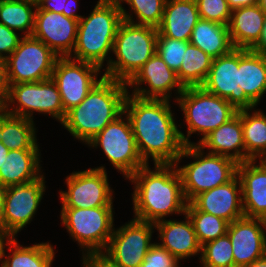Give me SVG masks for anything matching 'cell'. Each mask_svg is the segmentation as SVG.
Listing matches in <instances>:
<instances>
[{
    "label": "cell",
    "mask_w": 266,
    "mask_h": 267,
    "mask_svg": "<svg viewBox=\"0 0 266 267\" xmlns=\"http://www.w3.org/2000/svg\"><path fill=\"white\" fill-rule=\"evenodd\" d=\"M170 100L128 94L124 113L130 120L138 152L146 164H175L185 144L175 123Z\"/></svg>",
    "instance_id": "6da1fadb"
},
{
    "label": "cell",
    "mask_w": 266,
    "mask_h": 267,
    "mask_svg": "<svg viewBox=\"0 0 266 267\" xmlns=\"http://www.w3.org/2000/svg\"><path fill=\"white\" fill-rule=\"evenodd\" d=\"M149 164L138 169L128 181L134 184L133 217L156 223L172 214H185L187 200L175 164Z\"/></svg>",
    "instance_id": "7a4b0ae2"
},
{
    "label": "cell",
    "mask_w": 266,
    "mask_h": 267,
    "mask_svg": "<svg viewBox=\"0 0 266 267\" xmlns=\"http://www.w3.org/2000/svg\"><path fill=\"white\" fill-rule=\"evenodd\" d=\"M127 94L125 82L103 76L79 105L66 112L61 125L73 138L87 144L124 112Z\"/></svg>",
    "instance_id": "3957f363"
},
{
    "label": "cell",
    "mask_w": 266,
    "mask_h": 267,
    "mask_svg": "<svg viewBox=\"0 0 266 267\" xmlns=\"http://www.w3.org/2000/svg\"><path fill=\"white\" fill-rule=\"evenodd\" d=\"M123 21L121 6L97 3L87 17L79 20L77 38L70 58L103 69L110 62L114 40Z\"/></svg>",
    "instance_id": "277c9868"
},
{
    "label": "cell",
    "mask_w": 266,
    "mask_h": 267,
    "mask_svg": "<svg viewBox=\"0 0 266 267\" xmlns=\"http://www.w3.org/2000/svg\"><path fill=\"white\" fill-rule=\"evenodd\" d=\"M158 29L123 20L114 40L113 52L104 77L127 83L156 53Z\"/></svg>",
    "instance_id": "5b68a950"
},
{
    "label": "cell",
    "mask_w": 266,
    "mask_h": 267,
    "mask_svg": "<svg viewBox=\"0 0 266 267\" xmlns=\"http://www.w3.org/2000/svg\"><path fill=\"white\" fill-rule=\"evenodd\" d=\"M185 157L194 158L193 162L180 167V160ZM175 165L189 203L200 193L231 181L237 175L238 163L227 156L206 153L198 145H187Z\"/></svg>",
    "instance_id": "8992f818"
},
{
    "label": "cell",
    "mask_w": 266,
    "mask_h": 267,
    "mask_svg": "<svg viewBox=\"0 0 266 267\" xmlns=\"http://www.w3.org/2000/svg\"><path fill=\"white\" fill-rule=\"evenodd\" d=\"M183 112L187 134L180 131L185 146L198 145L208 134L237 114V110L226 100L211 94L201 86L186 87L175 101ZM200 134L197 143L191 142L192 134Z\"/></svg>",
    "instance_id": "52a82bcc"
},
{
    "label": "cell",
    "mask_w": 266,
    "mask_h": 267,
    "mask_svg": "<svg viewBox=\"0 0 266 267\" xmlns=\"http://www.w3.org/2000/svg\"><path fill=\"white\" fill-rule=\"evenodd\" d=\"M113 206L61 208L60 219L82 256L103 253L114 231Z\"/></svg>",
    "instance_id": "ba28073f"
},
{
    "label": "cell",
    "mask_w": 266,
    "mask_h": 267,
    "mask_svg": "<svg viewBox=\"0 0 266 267\" xmlns=\"http://www.w3.org/2000/svg\"><path fill=\"white\" fill-rule=\"evenodd\" d=\"M1 108L7 114L32 121L35 112L49 115L60 124L66 115L61 95L52 78L39 82L10 84L8 98Z\"/></svg>",
    "instance_id": "9c48e42d"
},
{
    "label": "cell",
    "mask_w": 266,
    "mask_h": 267,
    "mask_svg": "<svg viewBox=\"0 0 266 267\" xmlns=\"http://www.w3.org/2000/svg\"><path fill=\"white\" fill-rule=\"evenodd\" d=\"M86 145L96 149L101 147L107 160L125 180L146 165L138 152L130 120L124 112Z\"/></svg>",
    "instance_id": "30bf717a"
},
{
    "label": "cell",
    "mask_w": 266,
    "mask_h": 267,
    "mask_svg": "<svg viewBox=\"0 0 266 267\" xmlns=\"http://www.w3.org/2000/svg\"><path fill=\"white\" fill-rule=\"evenodd\" d=\"M58 58L41 40L22 36L17 48L6 59L9 83L39 82L51 78Z\"/></svg>",
    "instance_id": "8fae6325"
},
{
    "label": "cell",
    "mask_w": 266,
    "mask_h": 267,
    "mask_svg": "<svg viewBox=\"0 0 266 267\" xmlns=\"http://www.w3.org/2000/svg\"><path fill=\"white\" fill-rule=\"evenodd\" d=\"M106 168L102 165L74 171L65 179L67 190L59 191L62 208L113 206V192Z\"/></svg>",
    "instance_id": "7c38bea8"
},
{
    "label": "cell",
    "mask_w": 266,
    "mask_h": 267,
    "mask_svg": "<svg viewBox=\"0 0 266 267\" xmlns=\"http://www.w3.org/2000/svg\"><path fill=\"white\" fill-rule=\"evenodd\" d=\"M155 224L133 218L119 228H114L103 254L120 267H140L151 242Z\"/></svg>",
    "instance_id": "4fadbf2b"
},
{
    "label": "cell",
    "mask_w": 266,
    "mask_h": 267,
    "mask_svg": "<svg viewBox=\"0 0 266 267\" xmlns=\"http://www.w3.org/2000/svg\"><path fill=\"white\" fill-rule=\"evenodd\" d=\"M44 173L36 180L5 189L1 229L10 237L16 235L33 218L39 208L46 190Z\"/></svg>",
    "instance_id": "5bb4252c"
},
{
    "label": "cell",
    "mask_w": 266,
    "mask_h": 267,
    "mask_svg": "<svg viewBox=\"0 0 266 267\" xmlns=\"http://www.w3.org/2000/svg\"><path fill=\"white\" fill-rule=\"evenodd\" d=\"M101 69L91 63L74 60L70 57H59L55 63L52 80L57 85L62 99V106L67 112L79 105L98 79Z\"/></svg>",
    "instance_id": "9a60e30c"
},
{
    "label": "cell",
    "mask_w": 266,
    "mask_h": 267,
    "mask_svg": "<svg viewBox=\"0 0 266 267\" xmlns=\"http://www.w3.org/2000/svg\"><path fill=\"white\" fill-rule=\"evenodd\" d=\"M201 87L226 99L237 111L256 107L239 86V48L212 60L210 71Z\"/></svg>",
    "instance_id": "2e32d148"
},
{
    "label": "cell",
    "mask_w": 266,
    "mask_h": 267,
    "mask_svg": "<svg viewBox=\"0 0 266 267\" xmlns=\"http://www.w3.org/2000/svg\"><path fill=\"white\" fill-rule=\"evenodd\" d=\"M142 84L147 87L141 86ZM127 88H134L132 94L145 99L172 98L174 90V100L183 92L184 87L179 82L177 74L171 70L163 59L156 52L126 83Z\"/></svg>",
    "instance_id": "e0dca14e"
},
{
    "label": "cell",
    "mask_w": 266,
    "mask_h": 267,
    "mask_svg": "<svg viewBox=\"0 0 266 267\" xmlns=\"http://www.w3.org/2000/svg\"><path fill=\"white\" fill-rule=\"evenodd\" d=\"M78 23L62 13L41 10L37 6L31 36L41 40L58 57H70L76 44Z\"/></svg>",
    "instance_id": "ac0fdd59"
},
{
    "label": "cell",
    "mask_w": 266,
    "mask_h": 267,
    "mask_svg": "<svg viewBox=\"0 0 266 267\" xmlns=\"http://www.w3.org/2000/svg\"><path fill=\"white\" fill-rule=\"evenodd\" d=\"M266 220L242 217L229 223L234 267H244L266 255Z\"/></svg>",
    "instance_id": "d6986e66"
},
{
    "label": "cell",
    "mask_w": 266,
    "mask_h": 267,
    "mask_svg": "<svg viewBox=\"0 0 266 267\" xmlns=\"http://www.w3.org/2000/svg\"><path fill=\"white\" fill-rule=\"evenodd\" d=\"M190 203L197 210L223 218L229 223L244 217L241 183L237 175L226 184L200 193Z\"/></svg>",
    "instance_id": "ffe728a7"
},
{
    "label": "cell",
    "mask_w": 266,
    "mask_h": 267,
    "mask_svg": "<svg viewBox=\"0 0 266 267\" xmlns=\"http://www.w3.org/2000/svg\"><path fill=\"white\" fill-rule=\"evenodd\" d=\"M257 160L238 163L242 208L245 217L266 220V167Z\"/></svg>",
    "instance_id": "44dd1931"
},
{
    "label": "cell",
    "mask_w": 266,
    "mask_h": 267,
    "mask_svg": "<svg viewBox=\"0 0 266 267\" xmlns=\"http://www.w3.org/2000/svg\"><path fill=\"white\" fill-rule=\"evenodd\" d=\"M184 215L185 221L164 219L155 223L157 238L161 241L158 244L179 261L196 255L201 256V245L192 222L186 213Z\"/></svg>",
    "instance_id": "7402d4cb"
},
{
    "label": "cell",
    "mask_w": 266,
    "mask_h": 267,
    "mask_svg": "<svg viewBox=\"0 0 266 267\" xmlns=\"http://www.w3.org/2000/svg\"><path fill=\"white\" fill-rule=\"evenodd\" d=\"M208 153L223 155L234 159L237 163L245 162V145L243 141L242 110L208 134L199 144Z\"/></svg>",
    "instance_id": "603a6c76"
},
{
    "label": "cell",
    "mask_w": 266,
    "mask_h": 267,
    "mask_svg": "<svg viewBox=\"0 0 266 267\" xmlns=\"http://www.w3.org/2000/svg\"><path fill=\"white\" fill-rule=\"evenodd\" d=\"M200 20L195 0H166L158 35L189 41L193 28Z\"/></svg>",
    "instance_id": "cb8c5ba5"
},
{
    "label": "cell",
    "mask_w": 266,
    "mask_h": 267,
    "mask_svg": "<svg viewBox=\"0 0 266 267\" xmlns=\"http://www.w3.org/2000/svg\"><path fill=\"white\" fill-rule=\"evenodd\" d=\"M265 20L258 4L232 10L228 28L234 48L252 49L261 38Z\"/></svg>",
    "instance_id": "d4e9b609"
},
{
    "label": "cell",
    "mask_w": 266,
    "mask_h": 267,
    "mask_svg": "<svg viewBox=\"0 0 266 267\" xmlns=\"http://www.w3.org/2000/svg\"><path fill=\"white\" fill-rule=\"evenodd\" d=\"M40 149L9 150L0 167V184L4 187L25 184L42 175Z\"/></svg>",
    "instance_id": "484cf974"
},
{
    "label": "cell",
    "mask_w": 266,
    "mask_h": 267,
    "mask_svg": "<svg viewBox=\"0 0 266 267\" xmlns=\"http://www.w3.org/2000/svg\"><path fill=\"white\" fill-rule=\"evenodd\" d=\"M239 86L255 105L266 93V54L239 48Z\"/></svg>",
    "instance_id": "4316f807"
},
{
    "label": "cell",
    "mask_w": 266,
    "mask_h": 267,
    "mask_svg": "<svg viewBox=\"0 0 266 267\" xmlns=\"http://www.w3.org/2000/svg\"><path fill=\"white\" fill-rule=\"evenodd\" d=\"M5 248L11 253L6 254ZM54 250L49 242L23 246L16 237H11L4 246L1 267H51L56 256Z\"/></svg>",
    "instance_id": "83f0119b"
},
{
    "label": "cell",
    "mask_w": 266,
    "mask_h": 267,
    "mask_svg": "<svg viewBox=\"0 0 266 267\" xmlns=\"http://www.w3.org/2000/svg\"><path fill=\"white\" fill-rule=\"evenodd\" d=\"M189 43L213 59L226 55L234 49L228 26L203 19H200L193 28Z\"/></svg>",
    "instance_id": "f1b7e54d"
},
{
    "label": "cell",
    "mask_w": 266,
    "mask_h": 267,
    "mask_svg": "<svg viewBox=\"0 0 266 267\" xmlns=\"http://www.w3.org/2000/svg\"><path fill=\"white\" fill-rule=\"evenodd\" d=\"M35 122L7 114L0 108V141L9 150L40 149Z\"/></svg>",
    "instance_id": "f546056e"
},
{
    "label": "cell",
    "mask_w": 266,
    "mask_h": 267,
    "mask_svg": "<svg viewBox=\"0 0 266 267\" xmlns=\"http://www.w3.org/2000/svg\"><path fill=\"white\" fill-rule=\"evenodd\" d=\"M260 109L242 110L245 162L257 160L266 150V113Z\"/></svg>",
    "instance_id": "4dcf8cb0"
},
{
    "label": "cell",
    "mask_w": 266,
    "mask_h": 267,
    "mask_svg": "<svg viewBox=\"0 0 266 267\" xmlns=\"http://www.w3.org/2000/svg\"><path fill=\"white\" fill-rule=\"evenodd\" d=\"M37 3L30 0H0V23L11 30L31 36Z\"/></svg>",
    "instance_id": "1f68e13d"
},
{
    "label": "cell",
    "mask_w": 266,
    "mask_h": 267,
    "mask_svg": "<svg viewBox=\"0 0 266 267\" xmlns=\"http://www.w3.org/2000/svg\"><path fill=\"white\" fill-rule=\"evenodd\" d=\"M213 58L192 45L187 46L179 71L176 73L184 88L201 86L211 68Z\"/></svg>",
    "instance_id": "d6a6232c"
},
{
    "label": "cell",
    "mask_w": 266,
    "mask_h": 267,
    "mask_svg": "<svg viewBox=\"0 0 266 267\" xmlns=\"http://www.w3.org/2000/svg\"><path fill=\"white\" fill-rule=\"evenodd\" d=\"M185 213L192 222L201 246L227 234L229 222L223 218L199 211L190 202L187 204Z\"/></svg>",
    "instance_id": "836d02e7"
},
{
    "label": "cell",
    "mask_w": 266,
    "mask_h": 267,
    "mask_svg": "<svg viewBox=\"0 0 266 267\" xmlns=\"http://www.w3.org/2000/svg\"><path fill=\"white\" fill-rule=\"evenodd\" d=\"M124 3L129 5V11L132 14L121 6L123 20L155 28L160 26L166 0H126ZM133 13L136 16V20L133 18Z\"/></svg>",
    "instance_id": "e575fe53"
},
{
    "label": "cell",
    "mask_w": 266,
    "mask_h": 267,
    "mask_svg": "<svg viewBox=\"0 0 266 267\" xmlns=\"http://www.w3.org/2000/svg\"><path fill=\"white\" fill-rule=\"evenodd\" d=\"M202 267H234L232 244L226 234L201 246Z\"/></svg>",
    "instance_id": "d590c367"
},
{
    "label": "cell",
    "mask_w": 266,
    "mask_h": 267,
    "mask_svg": "<svg viewBox=\"0 0 266 267\" xmlns=\"http://www.w3.org/2000/svg\"><path fill=\"white\" fill-rule=\"evenodd\" d=\"M189 44V41H181L165 37L164 35H158L156 52L168 67L177 73Z\"/></svg>",
    "instance_id": "8d00e7d4"
},
{
    "label": "cell",
    "mask_w": 266,
    "mask_h": 267,
    "mask_svg": "<svg viewBox=\"0 0 266 267\" xmlns=\"http://www.w3.org/2000/svg\"><path fill=\"white\" fill-rule=\"evenodd\" d=\"M200 19L214 21L228 26L232 10L227 0H195Z\"/></svg>",
    "instance_id": "74e56055"
},
{
    "label": "cell",
    "mask_w": 266,
    "mask_h": 267,
    "mask_svg": "<svg viewBox=\"0 0 266 267\" xmlns=\"http://www.w3.org/2000/svg\"><path fill=\"white\" fill-rule=\"evenodd\" d=\"M179 263L176 257L155 242L140 267H180Z\"/></svg>",
    "instance_id": "f35d334b"
},
{
    "label": "cell",
    "mask_w": 266,
    "mask_h": 267,
    "mask_svg": "<svg viewBox=\"0 0 266 267\" xmlns=\"http://www.w3.org/2000/svg\"><path fill=\"white\" fill-rule=\"evenodd\" d=\"M78 0H39L37 6L41 10L62 13L67 17L80 20L83 16L77 14Z\"/></svg>",
    "instance_id": "ab89813d"
},
{
    "label": "cell",
    "mask_w": 266,
    "mask_h": 267,
    "mask_svg": "<svg viewBox=\"0 0 266 267\" xmlns=\"http://www.w3.org/2000/svg\"><path fill=\"white\" fill-rule=\"evenodd\" d=\"M19 34L0 23V57L7 59L17 48L23 36Z\"/></svg>",
    "instance_id": "60d3db41"
},
{
    "label": "cell",
    "mask_w": 266,
    "mask_h": 267,
    "mask_svg": "<svg viewBox=\"0 0 266 267\" xmlns=\"http://www.w3.org/2000/svg\"><path fill=\"white\" fill-rule=\"evenodd\" d=\"M82 267H120L108 259L103 253L88 254L81 257Z\"/></svg>",
    "instance_id": "b9f144b4"
},
{
    "label": "cell",
    "mask_w": 266,
    "mask_h": 267,
    "mask_svg": "<svg viewBox=\"0 0 266 267\" xmlns=\"http://www.w3.org/2000/svg\"><path fill=\"white\" fill-rule=\"evenodd\" d=\"M10 90L8 80L7 61L0 57V108L5 104Z\"/></svg>",
    "instance_id": "7bdbcfd3"
},
{
    "label": "cell",
    "mask_w": 266,
    "mask_h": 267,
    "mask_svg": "<svg viewBox=\"0 0 266 267\" xmlns=\"http://www.w3.org/2000/svg\"><path fill=\"white\" fill-rule=\"evenodd\" d=\"M227 2L231 10L258 4V0H227Z\"/></svg>",
    "instance_id": "ee69618b"
},
{
    "label": "cell",
    "mask_w": 266,
    "mask_h": 267,
    "mask_svg": "<svg viewBox=\"0 0 266 267\" xmlns=\"http://www.w3.org/2000/svg\"><path fill=\"white\" fill-rule=\"evenodd\" d=\"M258 53L266 54V20L259 42L251 49Z\"/></svg>",
    "instance_id": "f6af8a7d"
},
{
    "label": "cell",
    "mask_w": 266,
    "mask_h": 267,
    "mask_svg": "<svg viewBox=\"0 0 266 267\" xmlns=\"http://www.w3.org/2000/svg\"><path fill=\"white\" fill-rule=\"evenodd\" d=\"M10 238L11 237L0 228V265L4 246Z\"/></svg>",
    "instance_id": "bcb514c9"
},
{
    "label": "cell",
    "mask_w": 266,
    "mask_h": 267,
    "mask_svg": "<svg viewBox=\"0 0 266 267\" xmlns=\"http://www.w3.org/2000/svg\"><path fill=\"white\" fill-rule=\"evenodd\" d=\"M244 267H266V255L257 259Z\"/></svg>",
    "instance_id": "7dc6e473"
},
{
    "label": "cell",
    "mask_w": 266,
    "mask_h": 267,
    "mask_svg": "<svg viewBox=\"0 0 266 267\" xmlns=\"http://www.w3.org/2000/svg\"><path fill=\"white\" fill-rule=\"evenodd\" d=\"M9 149L0 141V167L4 162L5 157L7 156Z\"/></svg>",
    "instance_id": "c3c4849f"
},
{
    "label": "cell",
    "mask_w": 266,
    "mask_h": 267,
    "mask_svg": "<svg viewBox=\"0 0 266 267\" xmlns=\"http://www.w3.org/2000/svg\"><path fill=\"white\" fill-rule=\"evenodd\" d=\"M6 187L0 184V228H1V219H2V210H3V200Z\"/></svg>",
    "instance_id": "681fc988"
},
{
    "label": "cell",
    "mask_w": 266,
    "mask_h": 267,
    "mask_svg": "<svg viewBox=\"0 0 266 267\" xmlns=\"http://www.w3.org/2000/svg\"><path fill=\"white\" fill-rule=\"evenodd\" d=\"M126 0H98L97 3H104V4H114L118 6H123V3Z\"/></svg>",
    "instance_id": "f907efd6"
},
{
    "label": "cell",
    "mask_w": 266,
    "mask_h": 267,
    "mask_svg": "<svg viewBox=\"0 0 266 267\" xmlns=\"http://www.w3.org/2000/svg\"><path fill=\"white\" fill-rule=\"evenodd\" d=\"M257 160H260L259 163L261 165L266 166V150L261 154V156Z\"/></svg>",
    "instance_id": "816d5d0a"
},
{
    "label": "cell",
    "mask_w": 266,
    "mask_h": 267,
    "mask_svg": "<svg viewBox=\"0 0 266 267\" xmlns=\"http://www.w3.org/2000/svg\"><path fill=\"white\" fill-rule=\"evenodd\" d=\"M258 5L264 11V13L266 14V0H258Z\"/></svg>",
    "instance_id": "f5cc1de1"
},
{
    "label": "cell",
    "mask_w": 266,
    "mask_h": 267,
    "mask_svg": "<svg viewBox=\"0 0 266 267\" xmlns=\"http://www.w3.org/2000/svg\"><path fill=\"white\" fill-rule=\"evenodd\" d=\"M30 1H33V2L37 3L39 0H30Z\"/></svg>",
    "instance_id": "db71d44e"
}]
</instances>
